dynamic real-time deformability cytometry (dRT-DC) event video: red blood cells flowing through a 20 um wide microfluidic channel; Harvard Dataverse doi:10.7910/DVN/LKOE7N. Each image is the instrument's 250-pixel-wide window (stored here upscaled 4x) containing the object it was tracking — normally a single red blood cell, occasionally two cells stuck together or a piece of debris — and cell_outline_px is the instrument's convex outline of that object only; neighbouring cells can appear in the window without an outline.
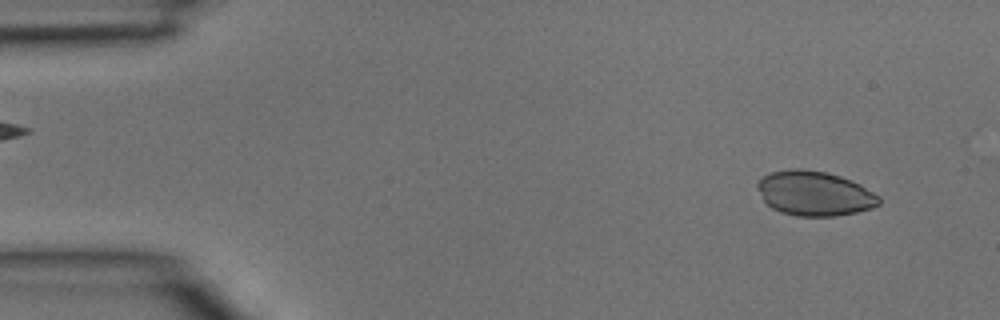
{"species": "common noctule bat (a hibernating species)", "species_latin": "Nyctalus noctula", "temperature_condition": "room temperature", "stored_images_in_passage": 33, "camera_frame_rate_fps": 3000, "um_per_image_px": 0.085, "animal": {"sex": "male", "body_mass_g": 15.6}, "frame": {"image": 1, "passage_image": 3, "time_ms": 0.667, "image_size_px": [1000, 320], "cell_outline_px": [[880, 204], [872, 208], [856, 212], [836, 216], [796, 216], [780, 212], [772, 208], [764, 200], [756, 188], [756, 184], [764, 176], [772, 172], [788, 168], [800, 168], [828, 172], [852, 180], [860, 184], [880, 196]], "centroid_in_image_um": [69.24, 16.43], "position_along_channel_um": 15.8, "area_um2": 31.85}}
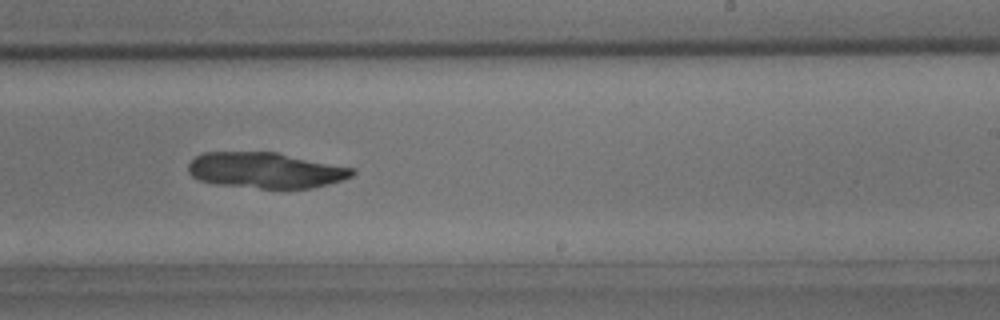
{"frame": {"image": 2, "passage_image": 24, "time_ms": 7.667, "image_size_px": [1000, 320], "cell_outline_px": [[356, 172], [352, 176], [328, 184], [312, 188], [260, 188], [216, 184], [200, 180], [192, 176], [188, 172], [188, 164], [196, 156], [204, 152], [276, 152], [352, 168]], "centroid_in_image_um": [22.54, 14.47], "position_along_channel_um": 266.5, "area_um2": 33.87}}